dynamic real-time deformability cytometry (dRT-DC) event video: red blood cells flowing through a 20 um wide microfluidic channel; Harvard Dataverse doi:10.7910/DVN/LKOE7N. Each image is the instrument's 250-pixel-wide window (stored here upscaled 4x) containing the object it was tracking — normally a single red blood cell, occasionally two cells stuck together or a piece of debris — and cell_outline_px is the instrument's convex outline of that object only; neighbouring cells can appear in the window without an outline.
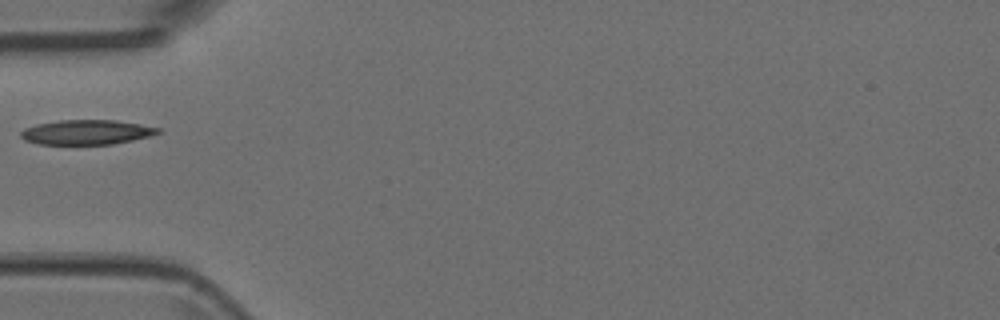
{"species": "Egyptian fruit bat (a non-hibernating species)", "species_latin": "Rousettus aegyptiacus", "temperature_condition": "room temperature", "stored_images_in_passage": 1, "camera_frame_rate_fps": 3000, "um_per_image_px": 0.085, "animal": {"sex": "female"}, "frame": {"image": 1, "passage_image": 1, "time_ms": 0.0, "image_size_px": [1000, 320], "cell_outline_px": [[160, 132], [148, 136], [132, 140], [112, 144], [40, 144], [24, 140], [20, 136], [20, 132], [24, 128], [36, 124], [60, 120], [116, 120], [140, 124], [160, 128]], "centroid_in_image_um": [7.32, 11.23], "position_along_channel_um": 77.7, "area_um2": 19.65}}